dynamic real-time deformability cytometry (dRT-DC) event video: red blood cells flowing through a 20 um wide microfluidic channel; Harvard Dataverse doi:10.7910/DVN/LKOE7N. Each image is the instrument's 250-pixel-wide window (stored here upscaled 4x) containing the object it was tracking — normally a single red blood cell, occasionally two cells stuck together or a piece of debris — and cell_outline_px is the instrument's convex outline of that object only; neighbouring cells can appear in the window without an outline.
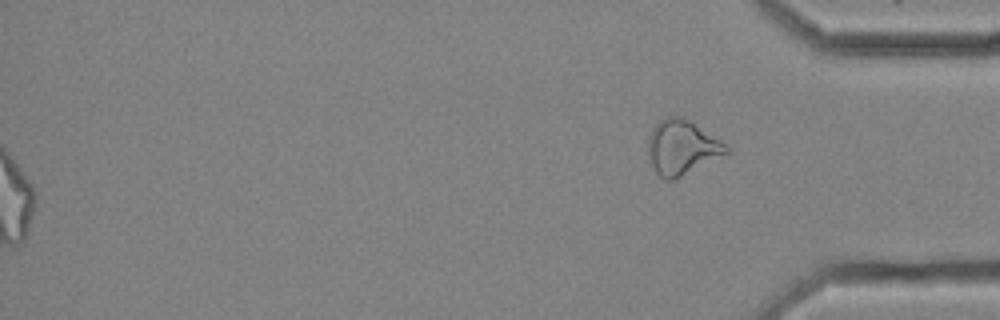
{"species": "common noctule bat (a hibernating species)", "species_latin": "Nyctalus noctula", "temperature_condition": "cold", "stored_images_in_passage": 59, "segment_of_instrument_passage": [3, 3], "camera_frame_rate_fps": 3000, "um_per_image_px": 0.085, "animal": {"sex": "female", "body_mass_g": 25.1}, "frame": {"image": 1, "passage_image": 59, "time_ms": 19.333, "image_size_px": [1000, 320], "cell_outline_px": [[732, 152], [676, 180], [668, 180], [660, 176], [656, 172], [652, 164], [648, 152], [648, 136], [652, 128], [660, 120], [668, 116], [684, 116], [732, 148]], "centroid_in_image_um": [58.01, 12.54], "position_along_channel_um": 377.2, "area_um2": 25.32}}